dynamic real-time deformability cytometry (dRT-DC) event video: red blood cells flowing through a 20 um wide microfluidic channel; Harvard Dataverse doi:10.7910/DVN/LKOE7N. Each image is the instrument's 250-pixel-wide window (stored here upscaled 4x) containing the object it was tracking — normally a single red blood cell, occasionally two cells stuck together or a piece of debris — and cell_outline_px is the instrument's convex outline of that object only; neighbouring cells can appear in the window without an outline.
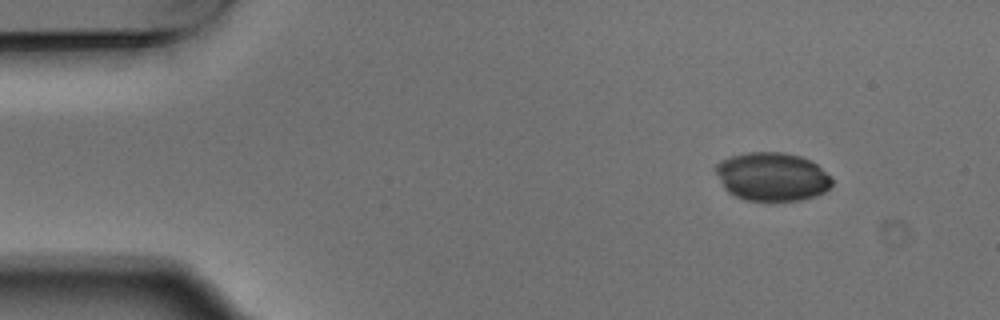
{"species": "Egyptian fruit bat (a non-hibernating species)", "species_latin": "Rousettus aegyptiacus", "temperature_condition": "warm", "stored_images_in_passage": 4, "camera_frame_rate_fps": 3000, "um_per_image_px": 0.085, "animal": {"sex": "male"}, "frame": {"image": 1, "passage_image": 1, "time_ms": 0.0, "image_size_px": [1000, 320], "cell_outline_px": [[832, 184], [824, 192], [816, 196], [800, 200], [748, 200], [736, 196], [728, 192], [724, 188], [712, 168], [720, 160], [732, 156], [748, 152], [784, 152], [800, 156], [816, 164], [832, 176]], "centroid_in_image_um": [65.61, 15.01], "position_along_channel_um": 19.4, "area_um2": 32.95}}